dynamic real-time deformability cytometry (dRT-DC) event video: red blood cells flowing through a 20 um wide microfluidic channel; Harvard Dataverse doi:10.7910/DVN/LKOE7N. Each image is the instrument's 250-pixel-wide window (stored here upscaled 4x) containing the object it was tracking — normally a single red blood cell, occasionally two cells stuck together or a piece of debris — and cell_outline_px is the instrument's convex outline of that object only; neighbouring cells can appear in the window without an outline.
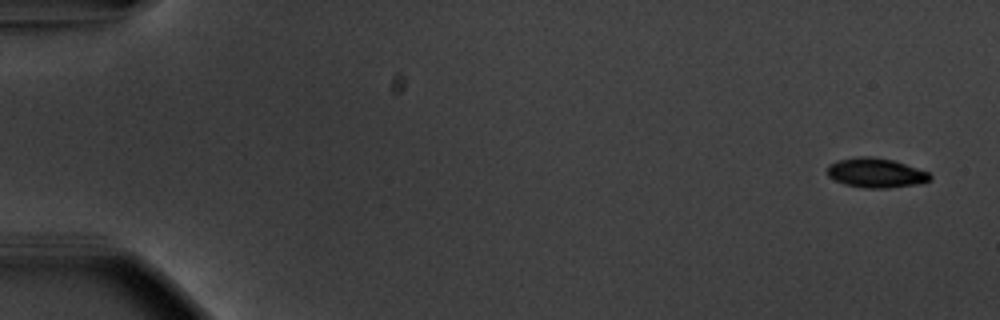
{"species": "common noctule bat (a hibernating species)", "species_latin": "Nyctalus noctula", "temperature_condition": "warm", "stored_images_in_passage": 54, "camera_frame_rate_fps": 3000, "um_per_image_px": 0.085, "animal": {"sex": "male", "body_mass_g": 20.1, "forearm_length_mm": 53.5}, "frame": {"image": 1, "passage_image": 1, "time_ms": 0.0, "image_size_px": [1000, 320], "cell_outline_px": [[932, 180], [924, 184], [888, 188], [864, 188], [844, 184], [828, 176], [828, 164], [836, 160], [860, 156], [872, 156], [892, 160], [928, 172], [932, 176]], "centroid_in_image_um": [74.47, 14.7], "position_along_channel_um": 10.5, "area_um2": 17.86}}
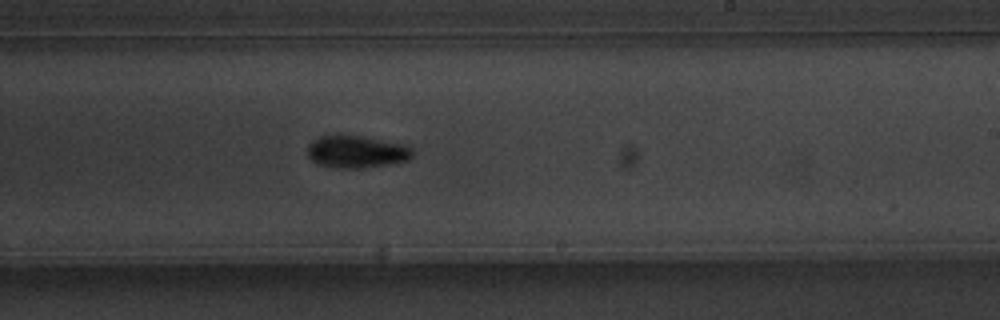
{"frame": {"image": 2, "passage_image": 33, "time_ms": 10.667, "image_size_px": [1000, 320], "cell_outline_px": [[416, 152], [408, 160], [388, 164], [360, 168], [340, 168], [316, 164], [308, 156], [308, 144], [312, 140], [320, 136], [364, 136], [408, 144]], "centroid_in_image_um": [30.35, 12.89], "position_along_channel_um": 258.6, "area_um2": 19.94}}
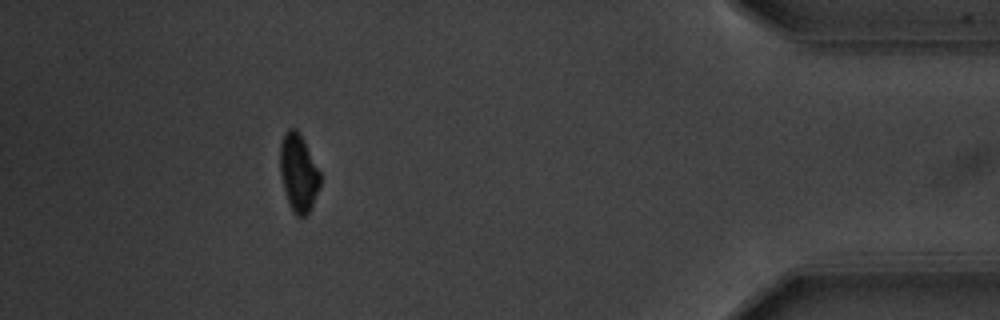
{"frame": {"image": 3, "passage_image": 49, "time_ms": 16.0, "image_size_px": [1000, 320], "cell_outline_px": [[320, 184], [312, 204], [308, 212], [304, 216], [296, 216], [288, 200], [284, 188], [280, 172], [280, 144], [284, 132], [288, 128], [296, 128], [300, 132], [320, 172]], "centroid_in_image_um": [25.36, 14.62], "position_along_channel_um": 409.8, "area_um2": 17.86}, "authors_computed_cell_mechanics": {"area_um2": 18.6983, "velocity_mm_per_s": 3.7234, "shape_relaxation_time_tau1_ms": 2.3385, "shape_relaxation_time_tau2_ms": 9.3997, "deformation_change_tau1": 0.1287, "deformation_change_tau2": 0.1151}}